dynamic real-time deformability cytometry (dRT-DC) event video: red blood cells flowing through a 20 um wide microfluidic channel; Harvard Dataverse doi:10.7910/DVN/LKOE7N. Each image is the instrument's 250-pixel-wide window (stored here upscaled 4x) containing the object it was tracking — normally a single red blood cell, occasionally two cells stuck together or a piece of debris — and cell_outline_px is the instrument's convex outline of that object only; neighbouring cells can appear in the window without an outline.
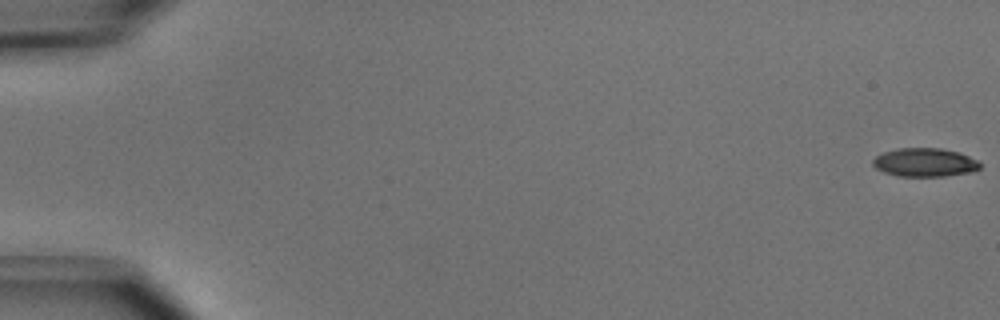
{"species": "common noctule bat (a hibernating species)", "species_latin": "Nyctalus noctula", "temperature_condition": "cold", "stored_images_in_passage": 13, "camera_frame_rate_fps": 3000, "um_per_image_px": 0.085, "animal": {"sex": "male", "body_mass_g": 15.6}, "frame": {"image": 1, "passage_image": 1, "time_ms": 0.0, "image_size_px": [1000, 320], "cell_outline_px": [[980, 168], [972, 172], [944, 176], [896, 176], [884, 172], [876, 168], [872, 164], [872, 160], [876, 156], [884, 152], [896, 148], [940, 148], [960, 152], [980, 160]], "centroid_in_image_um": [78.63, 13.8], "position_along_channel_um": 6.4, "area_um2": 18.03}}